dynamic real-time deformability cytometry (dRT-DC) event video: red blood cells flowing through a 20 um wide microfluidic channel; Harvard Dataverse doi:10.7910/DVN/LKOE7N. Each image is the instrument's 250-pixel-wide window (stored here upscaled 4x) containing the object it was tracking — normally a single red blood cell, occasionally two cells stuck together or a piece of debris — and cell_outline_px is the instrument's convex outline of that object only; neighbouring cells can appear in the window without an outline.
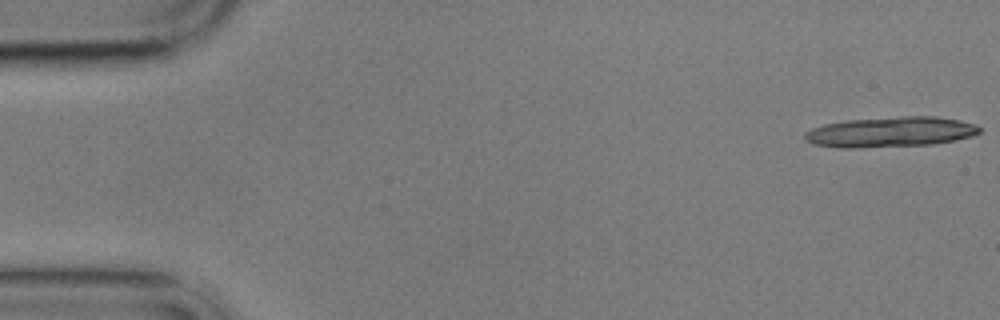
{"species": "common noctule bat (a hibernating species)", "species_latin": "Nyctalus noctula", "temperature_condition": "cold", "stored_images_in_passage": 6, "segment_of_instrument_passage": [1, 2], "camera_frame_rate_fps": 3000, "um_per_image_px": 0.085, "animal": {"sex": "male", "body_mass_g": 17.9}, "frame": {"image": 1, "passage_image": 1, "time_ms": 0.0, "image_size_px": [1000, 320], "cell_outline_px": [[980, 132], [972, 136], [956, 140], [932, 144], [856, 148], [840, 148], [812, 144], [804, 140], [804, 132], [812, 128], [824, 124], [848, 120], [900, 116], [936, 116], [960, 120], [976, 124], [980, 128]], "centroid_in_image_um": [75.68, 11.22], "position_along_channel_um": 9.3, "area_um2": 31.04}}
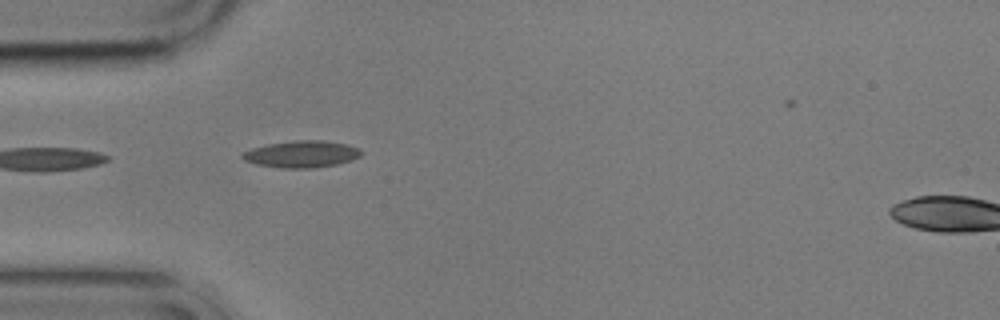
{"frame": {"image": 2, "passage_image": 5, "time_ms": 5.333, "image_size_px": [1000, 320], "cell_outline_px": [[360, 156], [352, 160], [336, 164], [312, 168], [280, 168], [256, 164], [244, 160], [240, 156], [244, 152], [252, 148], [268, 144], [292, 140], [324, 140], [348, 144], [360, 148]], "centroid_in_image_um": [25.64, 13.09], "position_along_channel_um": 59.4, "area_um2": 18.61}}